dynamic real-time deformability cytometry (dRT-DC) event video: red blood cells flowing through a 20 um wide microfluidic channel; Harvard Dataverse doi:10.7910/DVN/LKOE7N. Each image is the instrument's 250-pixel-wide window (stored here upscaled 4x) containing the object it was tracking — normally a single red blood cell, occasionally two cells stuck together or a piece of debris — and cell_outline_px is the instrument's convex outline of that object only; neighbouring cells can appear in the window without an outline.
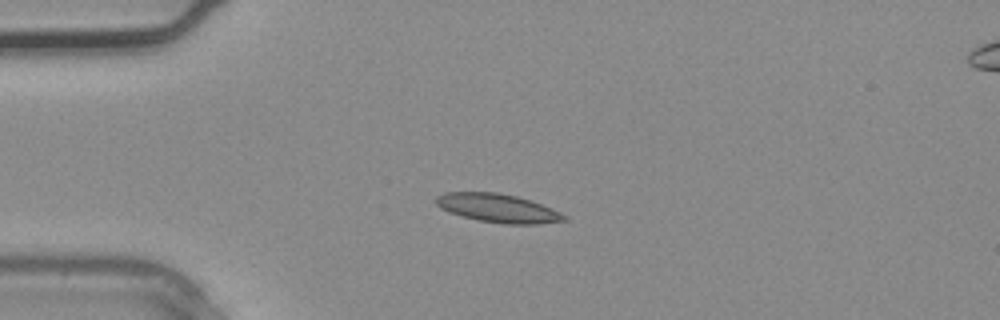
{"species": "common noctule bat (a hibernating species)", "species_latin": "Nyctalus noctula", "temperature_condition": "warm", "stored_images_in_passage": 2, "camera_frame_rate_fps": 3000, "um_per_image_px": 0.085, "animal": {"sex": "male", "body_mass_g": 20.4}, "frame": {"image": 1, "passage_image": 2, "time_ms": 0.333, "image_size_px": [1000, 320], "cell_outline_px": [[568, 220], [536, 224], [504, 224], [476, 220], [448, 212], [440, 208], [436, 204], [436, 196], [444, 192], [496, 192], [516, 196], [532, 200], [560, 212], [568, 216]], "centroid_in_image_um": [42.31, 17.69], "position_along_channel_um": 42.7, "area_um2": 21.5}}